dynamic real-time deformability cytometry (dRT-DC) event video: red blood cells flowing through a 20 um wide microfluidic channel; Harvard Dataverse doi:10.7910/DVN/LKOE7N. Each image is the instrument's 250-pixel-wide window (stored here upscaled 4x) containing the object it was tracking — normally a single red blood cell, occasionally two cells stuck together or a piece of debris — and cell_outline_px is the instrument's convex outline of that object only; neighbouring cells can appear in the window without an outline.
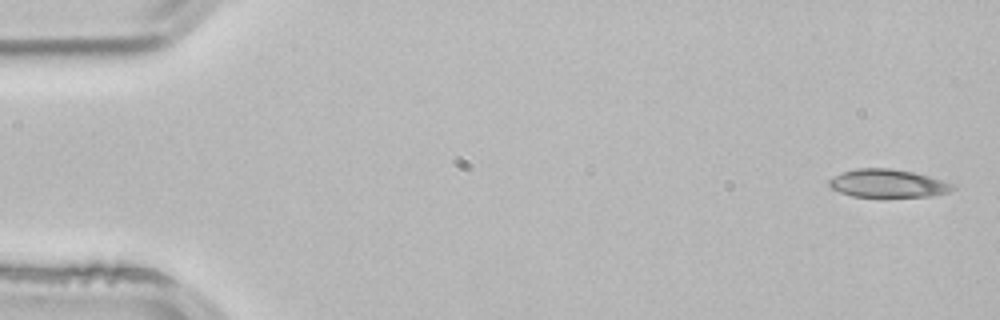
{"species": "common noctule bat (a hibernating species)", "species_latin": "Nyctalus noctula", "temperature_condition": "room temperature", "stored_images_in_passage": 3, "camera_frame_rate_fps": 3000, "um_per_image_px": 0.085, "animal": {"sex": "male", "body_mass_g": 21.5, "forearm_length_mm": 52.0}, "frame": {"image": 1, "passage_image": 1, "time_ms": 0.0, "image_size_px": [1000, 320], "cell_outline_px": [[956, 188], [948, 192], [932, 196], [852, 196], [840, 192], [832, 188], [828, 184], [828, 180], [844, 172], [856, 168], [888, 168], [912, 172], [928, 176], [956, 184]], "centroid_in_image_um": [75.5, 15.58], "position_along_channel_um": 9.5, "area_um2": 19.94}}
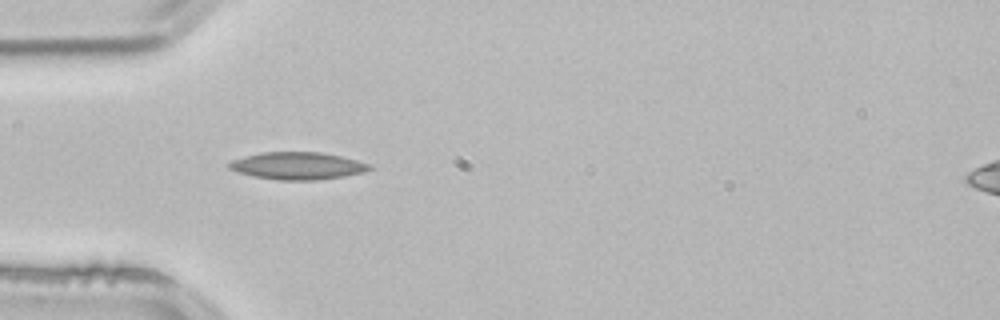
{"frame": {"image": 2, "passage_image": 3, "time_ms": 0.667, "image_size_px": [1000, 320], "cell_outline_px": [[372, 168], [364, 172], [344, 176], [316, 180], [280, 180], [256, 176], [236, 172], [228, 168], [228, 164], [232, 160], [244, 156], [264, 152], [320, 152], [340, 156], [356, 160], [368, 164]], "centroid_in_image_um": [25.27, 14.09], "position_along_channel_um": 59.7, "area_um2": 22.14}}